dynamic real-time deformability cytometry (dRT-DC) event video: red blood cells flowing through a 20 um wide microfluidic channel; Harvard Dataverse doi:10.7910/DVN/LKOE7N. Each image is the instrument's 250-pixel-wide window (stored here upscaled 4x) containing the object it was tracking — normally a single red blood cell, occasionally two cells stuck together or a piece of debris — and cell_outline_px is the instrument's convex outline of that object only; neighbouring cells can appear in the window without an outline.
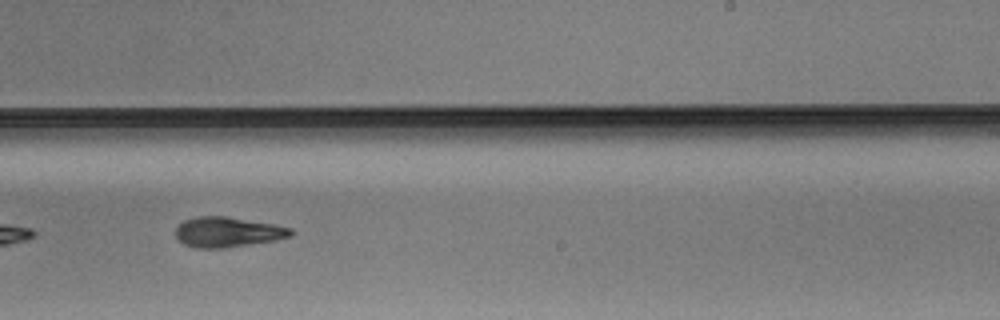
{"species": "Egyptian fruit bat (a non-hibernating species)", "species_latin": "Rousettus aegyptiacus", "temperature_condition": "warm", "stored_images_in_passage": 35, "camera_frame_rate_fps": 3000, "um_per_image_px": 0.085, "animal": {"sex": "male"}, "frame": {"image": 1, "passage_image": 16, "time_ms": 5.0, "image_size_px": [1000, 320], "cell_outline_px": [[296, 232], [292, 236], [276, 240], [224, 248], [196, 248], [184, 244], [176, 236], [176, 228], [184, 220], [196, 216], [224, 216], [272, 224], [292, 228]], "centroid_in_image_um": [19.37, 19.73], "position_along_channel_um": 269.6, "area_um2": 20.17}}